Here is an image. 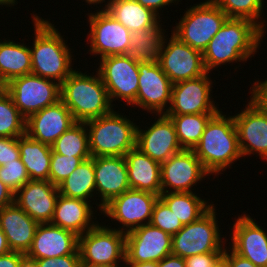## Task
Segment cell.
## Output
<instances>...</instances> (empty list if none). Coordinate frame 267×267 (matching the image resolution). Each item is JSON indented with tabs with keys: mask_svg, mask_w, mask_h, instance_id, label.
<instances>
[{
	"mask_svg": "<svg viewBox=\"0 0 267 267\" xmlns=\"http://www.w3.org/2000/svg\"><path fill=\"white\" fill-rule=\"evenodd\" d=\"M61 84L56 81L27 74L12 79L7 93L15 107L27 119L31 114L53 105L60 100Z\"/></svg>",
	"mask_w": 267,
	"mask_h": 267,
	"instance_id": "9",
	"label": "cell"
},
{
	"mask_svg": "<svg viewBox=\"0 0 267 267\" xmlns=\"http://www.w3.org/2000/svg\"><path fill=\"white\" fill-rule=\"evenodd\" d=\"M236 114L233 117L242 157L255 153L267 160V112L250 98L245 109Z\"/></svg>",
	"mask_w": 267,
	"mask_h": 267,
	"instance_id": "18",
	"label": "cell"
},
{
	"mask_svg": "<svg viewBox=\"0 0 267 267\" xmlns=\"http://www.w3.org/2000/svg\"><path fill=\"white\" fill-rule=\"evenodd\" d=\"M11 251L7 238L0 227V256L5 255Z\"/></svg>",
	"mask_w": 267,
	"mask_h": 267,
	"instance_id": "51",
	"label": "cell"
},
{
	"mask_svg": "<svg viewBox=\"0 0 267 267\" xmlns=\"http://www.w3.org/2000/svg\"><path fill=\"white\" fill-rule=\"evenodd\" d=\"M208 175L194 151L183 149L161 164V193L194 192Z\"/></svg>",
	"mask_w": 267,
	"mask_h": 267,
	"instance_id": "16",
	"label": "cell"
},
{
	"mask_svg": "<svg viewBox=\"0 0 267 267\" xmlns=\"http://www.w3.org/2000/svg\"><path fill=\"white\" fill-rule=\"evenodd\" d=\"M0 267H19V252L10 251L0 256Z\"/></svg>",
	"mask_w": 267,
	"mask_h": 267,
	"instance_id": "48",
	"label": "cell"
},
{
	"mask_svg": "<svg viewBox=\"0 0 267 267\" xmlns=\"http://www.w3.org/2000/svg\"><path fill=\"white\" fill-rule=\"evenodd\" d=\"M227 18L212 0H205L187 9L171 32L185 44L203 53Z\"/></svg>",
	"mask_w": 267,
	"mask_h": 267,
	"instance_id": "7",
	"label": "cell"
},
{
	"mask_svg": "<svg viewBox=\"0 0 267 267\" xmlns=\"http://www.w3.org/2000/svg\"><path fill=\"white\" fill-rule=\"evenodd\" d=\"M76 69L61 83L60 100L76 122H85L110 113L112 105L101 76ZM113 107V108H112Z\"/></svg>",
	"mask_w": 267,
	"mask_h": 267,
	"instance_id": "4",
	"label": "cell"
},
{
	"mask_svg": "<svg viewBox=\"0 0 267 267\" xmlns=\"http://www.w3.org/2000/svg\"><path fill=\"white\" fill-rule=\"evenodd\" d=\"M16 4H18L17 3V0H0V5L1 6H14V5H16Z\"/></svg>",
	"mask_w": 267,
	"mask_h": 267,
	"instance_id": "56",
	"label": "cell"
},
{
	"mask_svg": "<svg viewBox=\"0 0 267 267\" xmlns=\"http://www.w3.org/2000/svg\"><path fill=\"white\" fill-rule=\"evenodd\" d=\"M19 267H38L37 259L27 253L19 252Z\"/></svg>",
	"mask_w": 267,
	"mask_h": 267,
	"instance_id": "50",
	"label": "cell"
},
{
	"mask_svg": "<svg viewBox=\"0 0 267 267\" xmlns=\"http://www.w3.org/2000/svg\"><path fill=\"white\" fill-rule=\"evenodd\" d=\"M97 72L101 76L111 103L120 98L127 106L136 101L138 93V62L129 54L100 59ZM115 99V100H114Z\"/></svg>",
	"mask_w": 267,
	"mask_h": 267,
	"instance_id": "10",
	"label": "cell"
},
{
	"mask_svg": "<svg viewBox=\"0 0 267 267\" xmlns=\"http://www.w3.org/2000/svg\"><path fill=\"white\" fill-rule=\"evenodd\" d=\"M250 91V98L267 112V79L260 82L255 81Z\"/></svg>",
	"mask_w": 267,
	"mask_h": 267,
	"instance_id": "44",
	"label": "cell"
},
{
	"mask_svg": "<svg viewBox=\"0 0 267 267\" xmlns=\"http://www.w3.org/2000/svg\"><path fill=\"white\" fill-rule=\"evenodd\" d=\"M14 192L0 180V209L14 203Z\"/></svg>",
	"mask_w": 267,
	"mask_h": 267,
	"instance_id": "47",
	"label": "cell"
},
{
	"mask_svg": "<svg viewBox=\"0 0 267 267\" xmlns=\"http://www.w3.org/2000/svg\"><path fill=\"white\" fill-rule=\"evenodd\" d=\"M136 148L160 164L183 150L175 125L165 114H158L157 120L147 130L137 126Z\"/></svg>",
	"mask_w": 267,
	"mask_h": 267,
	"instance_id": "19",
	"label": "cell"
},
{
	"mask_svg": "<svg viewBox=\"0 0 267 267\" xmlns=\"http://www.w3.org/2000/svg\"><path fill=\"white\" fill-rule=\"evenodd\" d=\"M138 71V93L132 106L156 116L165 114L171 103L173 83L158 62H138Z\"/></svg>",
	"mask_w": 267,
	"mask_h": 267,
	"instance_id": "15",
	"label": "cell"
},
{
	"mask_svg": "<svg viewBox=\"0 0 267 267\" xmlns=\"http://www.w3.org/2000/svg\"><path fill=\"white\" fill-rule=\"evenodd\" d=\"M59 189L49 180H30L14 194V202L38 223H50Z\"/></svg>",
	"mask_w": 267,
	"mask_h": 267,
	"instance_id": "22",
	"label": "cell"
},
{
	"mask_svg": "<svg viewBox=\"0 0 267 267\" xmlns=\"http://www.w3.org/2000/svg\"><path fill=\"white\" fill-rule=\"evenodd\" d=\"M150 224L170 235L176 234L184 226L160 198L154 204Z\"/></svg>",
	"mask_w": 267,
	"mask_h": 267,
	"instance_id": "39",
	"label": "cell"
},
{
	"mask_svg": "<svg viewBox=\"0 0 267 267\" xmlns=\"http://www.w3.org/2000/svg\"><path fill=\"white\" fill-rule=\"evenodd\" d=\"M136 1L141 5H143L144 7L152 10L155 14L159 16L160 15L159 11H161V9L164 6L166 7L168 5L169 7V5L174 2L178 4L180 0H136Z\"/></svg>",
	"mask_w": 267,
	"mask_h": 267,
	"instance_id": "46",
	"label": "cell"
},
{
	"mask_svg": "<svg viewBox=\"0 0 267 267\" xmlns=\"http://www.w3.org/2000/svg\"><path fill=\"white\" fill-rule=\"evenodd\" d=\"M96 194L101 197L96 204L100 211L111 199L130 189L124 156L93 157ZM98 191V193H97Z\"/></svg>",
	"mask_w": 267,
	"mask_h": 267,
	"instance_id": "23",
	"label": "cell"
},
{
	"mask_svg": "<svg viewBox=\"0 0 267 267\" xmlns=\"http://www.w3.org/2000/svg\"><path fill=\"white\" fill-rule=\"evenodd\" d=\"M158 198L159 195L148 191L129 189L111 199L103 206L100 213L105 214L104 217L120 222L122 226L118 227V230L126 234L150 223L153 207Z\"/></svg>",
	"mask_w": 267,
	"mask_h": 267,
	"instance_id": "11",
	"label": "cell"
},
{
	"mask_svg": "<svg viewBox=\"0 0 267 267\" xmlns=\"http://www.w3.org/2000/svg\"><path fill=\"white\" fill-rule=\"evenodd\" d=\"M215 267H231L229 261L222 256L217 263L215 264Z\"/></svg>",
	"mask_w": 267,
	"mask_h": 267,
	"instance_id": "54",
	"label": "cell"
},
{
	"mask_svg": "<svg viewBox=\"0 0 267 267\" xmlns=\"http://www.w3.org/2000/svg\"><path fill=\"white\" fill-rule=\"evenodd\" d=\"M208 74L174 83L171 103L165 115L217 114L221 109L212 99L213 81Z\"/></svg>",
	"mask_w": 267,
	"mask_h": 267,
	"instance_id": "14",
	"label": "cell"
},
{
	"mask_svg": "<svg viewBox=\"0 0 267 267\" xmlns=\"http://www.w3.org/2000/svg\"><path fill=\"white\" fill-rule=\"evenodd\" d=\"M92 210L89 201L69 198L59 193L50 223L81 236L98 224V221H92L95 214Z\"/></svg>",
	"mask_w": 267,
	"mask_h": 267,
	"instance_id": "26",
	"label": "cell"
},
{
	"mask_svg": "<svg viewBox=\"0 0 267 267\" xmlns=\"http://www.w3.org/2000/svg\"><path fill=\"white\" fill-rule=\"evenodd\" d=\"M75 123L70 110L59 100L26 119V134L36 141L52 146Z\"/></svg>",
	"mask_w": 267,
	"mask_h": 267,
	"instance_id": "20",
	"label": "cell"
},
{
	"mask_svg": "<svg viewBox=\"0 0 267 267\" xmlns=\"http://www.w3.org/2000/svg\"><path fill=\"white\" fill-rule=\"evenodd\" d=\"M8 82L4 79L2 74L0 73V95L7 92Z\"/></svg>",
	"mask_w": 267,
	"mask_h": 267,
	"instance_id": "53",
	"label": "cell"
},
{
	"mask_svg": "<svg viewBox=\"0 0 267 267\" xmlns=\"http://www.w3.org/2000/svg\"><path fill=\"white\" fill-rule=\"evenodd\" d=\"M231 251H230V250ZM223 256L229 261L231 267H258L250 260L234 252L231 248L225 247Z\"/></svg>",
	"mask_w": 267,
	"mask_h": 267,
	"instance_id": "45",
	"label": "cell"
},
{
	"mask_svg": "<svg viewBox=\"0 0 267 267\" xmlns=\"http://www.w3.org/2000/svg\"><path fill=\"white\" fill-rule=\"evenodd\" d=\"M55 153L64 156L91 158L89 150V134L85 122H76L65 131L51 146Z\"/></svg>",
	"mask_w": 267,
	"mask_h": 267,
	"instance_id": "34",
	"label": "cell"
},
{
	"mask_svg": "<svg viewBox=\"0 0 267 267\" xmlns=\"http://www.w3.org/2000/svg\"><path fill=\"white\" fill-rule=\"evenodd\" d=\"M105 10L131 33L152 28L161 22L160 16L136 0H113Z\"/></svg>",
	"mask_w": 267,
	"mask_h": 267,
	"instance_id": "28",
	"label": "cell"
},
{
	"mask_svg": "<svg viewBox=\"0 0 267 267\" xmlns=\"http://www.w3.org/2000/svg\"><path fill=\"white\" fill-rule=\"evenodd\" d=\"M79 236L51 223H39L27 254L35 259L80 254Z\"/></svg>",
	"mask_w": 267,
	"mask_h": 267,
	"instance_id": "24",
	"label": "cell"
},
{
	"mask_svg": "<svg viewBox=\"0 0 267 267\" xmlns=\"http://www.w3.org/2000/svg\"><path fill=\"white\" fill-rule=\"evenodd\" d=\"M92 157L125 156L136 147V123L114 109L99 118L85 121Z\"/></svg>",
	"mask_w": 267,
	"mask_h": 267,
	"instance_id": "5",
	"label": "cell"
},
{
	"mask_svg": "<svg viewBox=\"0 0 267 267\" xmlns=\"http://www.w3.org/2000/svg\"><path fill=\"white\" fill-rule=\"evenodd\" d=\"M88 13L90 54H100V59L111 55H127L131 32L114 19L105 9Z\"/></svg>",
	"mask_w": 267,
	"mask_h": 267,
	"instance_id": "12",
	"label": "cell"
},
{
	"mask_svg": "<svg viewBox=\"0 0 267 267\" xmlns=\"http://www.w3.org/2000/svg\"><path fill=\"white\" fill-rule=\"evenodd\" d=\"M224 252H209L185 258L186 267H215Z\"/></svg>",
	"mask_w": 267,
	"mask_h": 267,
	"instance_id": "43",
	"label": "cell"
},
{
	"mask_svg": "<svg viewBox=\"0 0 267 267\" xmlns=\"http://www.w3.org/2000/svg\"><path fill=\"white\" fill-rule=\"evenodd\" d=\"M228 18H243L253 21L263 31L265 20L261 15L264 8V0H212ZM259 19V21H258ZM261 19V21H260Z\"/></svg>",
	"mask_w": 267,
	"mask_h": 267,
	"instance_id": "37",
	"label": "cell"
},
{
	"mask_svg": "<svg viewBox=\"0 0 267 267\" xmlns=\"http://www.w3.org/2000/svg\"><path fill=\"white\" fill-rule=\"evenodd\" d=\"M124 267H158V262L132 263L124 262Z\"/></svg>",
	"mask_w": 267,
	"mask_h": 267,
	"instance_id": "52",
	"label": "cell"
},
{
	"mask_svg": "<svg viewBox=\"0 0 267 267\" xmlns=\"http://www.w3.org/2000/svg\"><path fill=\"white\" fill-rule=\"evenodd\" d=\"M162 23L148 29L134 31L130 37L129 55L137 62H158L165 36ZM164 32V33H163Z\"/></svg>",
	"mask_w": 267,
	"mask_h": 267,
	"instance_id": "31",
	"label": "cell"
},
{
	"mask_svg": "<svg viewBox=\"0 0 267 267\" xmlns=\"http://www.w3.org/2000/svg\"><path fill=\"white\" fill-rule=\"evenodd\" d=\"M159 198L174 212L183 225L196 221L213 205L200 198L195 192L161 193Z\"/></svg>",
	"mask_w": 267,
	"mask_h": 267,
	"instance_id": "32",
	"label": "cell"
},
{
	"mask_svg": "<svg viewBox=\"0 0 267 267\" xmlns=\"http://www.w3.org/2000/svg\"><path fill=\"white\" fill-rule=\"evenodd\" d=\"M216 209L213 204L196 221L172 235V255L185 259L197 254L224 252L226 246L217 224Z\"/></svg>",
	"mask_w": 267,
	"mask_h": 267,
	"instance_id": "6",
	"label": "cell"
},
{
	"mask_svg": "<svg viewBox=\"0 0 267 267\" xmlns=\"http://www.w3.org/2000/svg\"><path fill=\"white\" fill-rule=\"evenodd\" d=\"M34 37L31 73L61 84L73 71L70 47L54 24L33 14Z\"/></svg>",
	"mask_w": 267,
	"mask_h": 267,
	"instance_id": "2",
	"label": "cell"
},
{
	"mask_svg": "<svg viewBox=\"0 0 267 267\" xmlns=\"http://www.w3.org/2000/svg\"><path fill=\"white\" fill-rule=\"evenodd\" d=\"M20 159L26 167L30 180H49L52 147L30 138L18 137Z\"/></svg>",
	"mask_w": 267,
	"mask_h": 267,
	"instance_id": "29",
	"label": "cell"
},
{
	"mask_svg": "<svg viewBox=\"0 0 267 267\" xmlns=\"http://www.w3.org/2000/svg\"><path fill=\"white\" fill-rule=\"evenodd\" d=\"M26 134V118L15 107L6 92L0 95V137H20Z\"/></svg>",
	"mask_w": 267,
	"mask_h": 267,
	"instance_id": "36",
	"label": "cell"
},
{
	"mask_svg": "<svg viewBox=\"0 0 267 267\" xmlns=\"http://www.w3.org/2000/svg\"><path fill=\"white\" fill-rule=\"evenodd\" d=\"M109 227L98 223L79 236L81 265L109 266L125 262L126 234Z\"/></svg>",
	"mask_w": 267,
	"mask_h": 267,
	"instance_id": "8",
	"label": "cell"
},
{
	"mask_svg": "<svg viewBox=\"0 0 267 267\" xmlns=\"http://www.w3.org/2000/svg\"><path fill=\"white\" fill-rule=\"evenodd\" d=\"M83 161L81 157H67L52 150L49 181L58 187Z\"/></svg>",
	"mask_w": 267,
	"mask_h": 267,
	"instance_id": "38",
	"label": "cell"
},
{
	"mask_svg": "<svg viewBox=\"0 0 267 267\" xmlns=\"http://www.w3.org/2000/svg\"><path fill=\"white\" fill-rule=\"evenodd\" d=\"M0 180L16 193L30 181V177L26 171L25 165L19 158L16 161H11L0 166Z\"/></svg>",
	"mask_w": 267,
	"mask_h": 267,
	"instance_id": "40",
	"label": "cell"
},
{
	"mask_svg": "<svg viewBox=\"0 0 267 267\" xmlns=\"http://www.w3.org/2000/svg\"><path fill=\"white\" fill-rule=\"evenodd\" d=\"M38 225L15 202L0 209V227L11 251L27 253Z\"/></svg>",
	"mask_w": 267,
	"mask_h": 267,
	"instance_id": "25",
	"label": "cell"
},
{
	"mask_svg": "<svg viewBox=\"0 0 267 267\" xmlns=\"http://www.w3.org/2000/svg\"><path fill=\"white\" fill-rule=\"evenodd\" d=\"M215 114L166 115L173 121L182 149L193 150L200 141L205 127Z\"/></svg>",
	"mask_w": 267,
	"mask_h": 267,
	"instance_id": "35",
	"label": "cell"
},
{
	"mask_svg": "<svg viewBox=\"0 0 267 267\" xmlns=\"http://www.w3.org/2000/svg\"><path fill=\"white\" fill-rule=\"evenodd\" d=\"M130 189L161 194V164L142 153L138 148L125 156Z\"/></svg>",
	"mask_w": 267,
	"mask_h": 267,
	"instance_id": "27",
	"label": "cell"
},
{
	"mask_svg": "<svg viewBox=\"0 0 267 267\" xmlns=\"http://www.w3.org/2000/svg\"><path fill=\"white\" fill-rule=\"evenodd\" d=\"M86 1V3H88L89 5L91 4V6H92V4H95V5H97V4H101V3H105L106 1L105 0H85ZM113 0H108L107 1V3H105V6L103 7V9H105L111 2H112Z\"/></svg>",
	"mask_w": 267,
	"mask_h": 267,
	"instance_id": "55",
	"label": "cell"
},
{
	"mask_svg": "<svg viewBox=\"0 0 267 267\" xmlns=\"http://www.w3.org/2000/svg\"><path fill=\"white\" fill-rule=\"evenodd\" d=\"M193 151L209 174H223L221 171L242 158L234 117L221 110L215 114Z\"/></svg>",
	"mask_w": 267,
	"mask_h": 267,
	"instance_id": "3",
	"label": "cell"
},
{
	"mask_svg": "<svg viewBox=\"0 0 267 267\" xmlns=\"http://www.w3.org/2000/svg\"><path fill=\"white\" fill-rule=\"evenodd\" d=\"M264 32L266 33L251 20L227 18L203 51L207 72L215 70L220 65L251 59L263 42Z\"/></svg>",
	"mask_w": 267,
	"mask_h": 267,
	"instance_id": "1",
	"label": "cell"
},
{
	"mask_svg": "<svg viewBox=\"0 0 267 267\" xmlns=\"http://www.w3.org/2000/svg\"><path fill=\"white\" fill-rule=\"evenodd\" d=\"M169 41L164 38L158 63L174 84L198 78L207 73L203 53L182 42L171 33ZM168 44H167V42Z\"/></svg>",
	"mask_w": 267,
	"mask_h": 267,
	"instance_id": "13",
	"label": "cell"
},
{
	"mask_svg": "<svg viewBox=\"0 0 267 267\" xmlns=\"http://www.w3.org/2000/svg\"><path fill=\"white\" fill-rule=\"evenodd\" d=\"M19 158L18 137H0V166Z\"/></svg>",
	"mask_w": 267,
	"mask_h": 267,
	"instance_id": "41",
	"label": "cell"
},
{
	"mask_svg": "<svg viewBox=\"0 0 267 267\" xmlns=\"http://www.w3.org/2000/svg\"><path fill=\"white\" fill-rule=\"evenodd\" d=\"M38 267H80V254H69L56 258L37 259Z\"/></svg>",
	"mask_w": 267,
	"mask_h": 267,
	"instance_id": "42",
	"label": "cell"
},
{
	"mask_svg": "<svg viewBox=\"0 0 267 267\" xmlns=\"http://www.w3.org/2000/svg\"><path fill=\"white\" fill-rule=\"evenodd\" d=\"M172 254V235L150 223L126 233L125 262H159Z\"/></svg>",
	"mask_w": 267,
	"mask_h": 267,
	"instance_id": "17",
	"label": "cell"
},
{
	"mask_svg": "<svg viewBox=\"0 0 267 267\" xmlns=\"http://www.w3.org/2000/svg\"><path fill=\"white\" fill-rule=\"evenodd\" d=\"M122 265H109V266H87V265H81L80 267H121ZM123 267V266H122Z\"/></svg>",
	"mask_w": 267,
	"mask_h": 267,
	"instance_id": "57",
	"label": "cell"
},
{
	"mask_svg": "<svg viewBox=\"0 0 267 267\" xmlns=\"http://www.w3.org/2000/svg\"><path fill=\"white\" fill-rule=\"evenodd\" d=\"M32 70L30 46L0 39V73L9 83L12 79L30 74Z\"/></svg>",
	"mask_w": 267,
	"mask_h": 267,
	"instance_id": "30",
	"label": "cell"
},
{
	"mask_svg": "<svg viewBox=\"0 0 267 267\" xmlns=\"http://www.w3.org/2000/svg\"><path fill=\"white\" fill-rule=\"evenodd\" d=\"M158 267H186L185 259L171 254L160 260Z\"/></svg>",
	"mask_w": 267,
	"mask_h": 267,
	"instance_id": "49",
	"label": "cell"
},
{
	"mask_svg": "<svg viewBox=\"0 0 267 267\" xmlns=\"http://www.w3.org/2000/svg\"><path fill=\"white\" fill-rule=\"evenodd\" d=\"M59 193L69 198L86 201L96 196L95 172L93 157L84 160L75 171L58 186ZM94 193V194H93Z\"/></svg>",
	"mask_w": 267,
	"mask_h": 267,
	"instance_id": "33",
	"label": "cell"
},
{
	"mask_svg": "<svg viewBox=\"0 0 267 267\" xmlns=\"http://www.w3.org/2000/svg\"><path fill=\"white\" fill-rule=\"evenodd\" d=\"M232 225L230 248L255 266L267 267V232L246 214L239 215Z\"/></svg>",
	"mask_w": 267,
	"mask_h": 267,
	"instance_id": "21",
	"label": "cell"
}]
</instances>
